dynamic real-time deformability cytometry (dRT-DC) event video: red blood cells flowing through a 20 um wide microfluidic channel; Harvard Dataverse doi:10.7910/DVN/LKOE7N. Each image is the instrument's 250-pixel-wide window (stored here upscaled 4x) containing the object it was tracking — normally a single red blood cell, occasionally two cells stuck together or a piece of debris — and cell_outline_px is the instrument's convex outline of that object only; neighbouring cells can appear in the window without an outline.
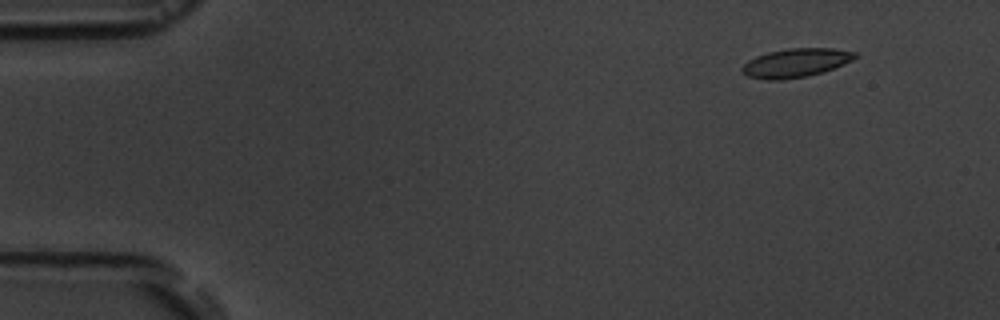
{"species": "common noctule bat (a hibernating species)", "species_latin": "Nyctalus noctula", "temperature_condition": "room temperature", "stored_images_in_passage": 4, "camera_frame_rate_fps": 3000, "um_per_image_px": 0.085, "animal": {"sex": "male", "body_mass_g": 19.5, "forearm_length_mm": 54.6}, "frame": {"image": 1, "passage_image": 1, "time_ms": 0.0, "image_size_px": [1000, 320], "cell_outline_px": [[860, 56], [844, 64], [824, 72], [808, 76], [780, 80], [764, 80], [748, 76], [740, 72], [740, 68], [748, 60], [756, 56], [768, 52], [788, 48], [832, 48], [856, 52]], "centroid_in_image_um": [67.63, 5.35], "position_along_channel_um": 17.4, "area_um2": 19.19}}
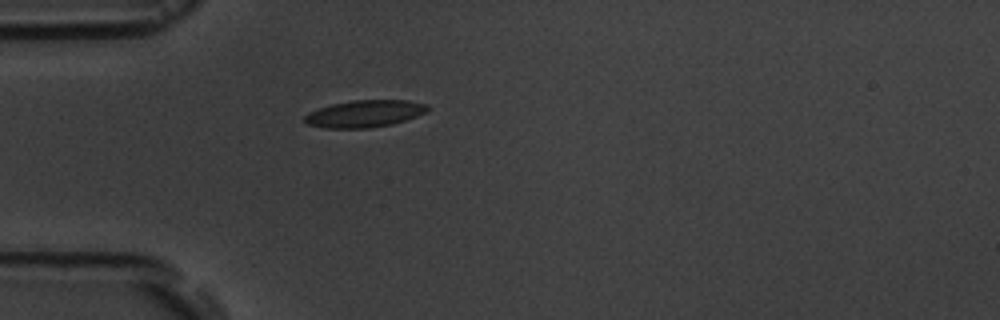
{"frame": {"image": 2, "passage_image": 4, "time_ms": 3.667, "image_size_px": [1000, 320], "cell_outline_px": [[432, 108], [428, 112], [392, 124], [368, 128], [324, 128], [308, 124], [304, 120], [304, 116], [308, 112], [332, 104], [352, 100], [408, 100], [428, 104]], "centroid_in_image_um": [31.03, 9.65], "position_along_channel_um": 54.0, "area_um2": 19.48}}